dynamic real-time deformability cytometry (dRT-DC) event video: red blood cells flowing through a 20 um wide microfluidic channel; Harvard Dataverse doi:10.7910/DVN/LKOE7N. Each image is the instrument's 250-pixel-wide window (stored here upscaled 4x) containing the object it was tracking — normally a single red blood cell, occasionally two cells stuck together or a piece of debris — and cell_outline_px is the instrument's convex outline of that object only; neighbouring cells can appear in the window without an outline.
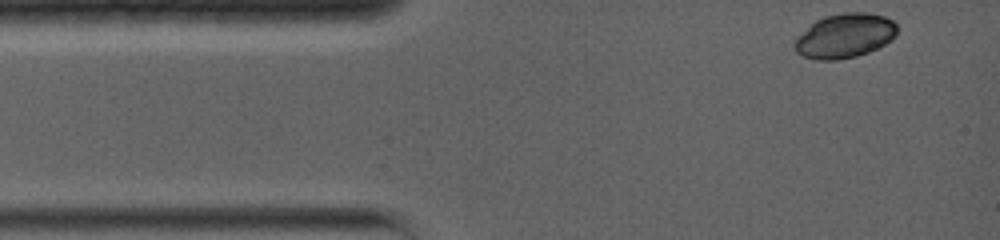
{"species": "common noctule bat (a hibernating species)", "species_latin": "Nyctalus noctula", "temperature_condition": "warm", "stored_images_in_passage": 73, "camera_frame_rate_fps": 5000, "um_per_image_px": 0.085, "animal": {"sex": "female", "body_mass_g": 19.0, "forearm_length_mm": 56.7}, "frame": {"image": 1, "passage_image": 1, "time_ms": 0.0, "image_size_px": [1000, 240], "cell_outline_px": [[896, 36], [884, 44], [868, 52], [856, 56], [836, 60], [816, 60], [804, 56], [796, 52], [792, 48], [792, 44], [796, 36], [816, 20], [824, 16], [844, 12], [868, 12], [884, 16], [892, 20], [896, 24]], "centroid_in_image_um": [71.76, 3.04], "position_along_channel_um": 13.2, "area_um2": 26.7}}
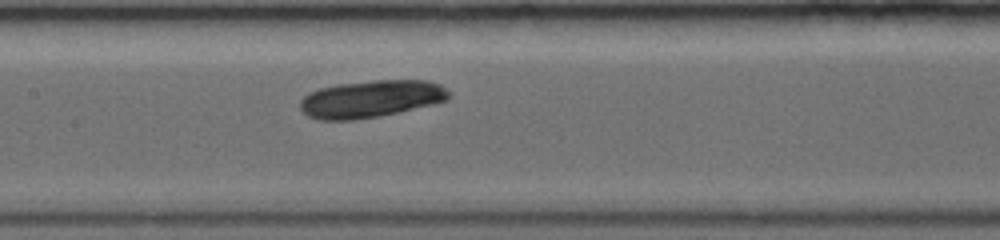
{"frame": {"image": 2, "passage_image": 32, "time_ms": 5.6, "image_size_px": [1000, 240], "cell_outline_px": [[448, 100], [432, 104], [380, 116], [352, 120], [320, 120], [308, 116], [300, 108], [300, 100], [308, 92], [320, 88], [336, 84], [376, 80], [424, 80], [440, 84], [448, 92]], "centroid_in_image_um": [31.48, 8.4], "position_along_channel_um": 175.9, "area_um2": 32.14}}
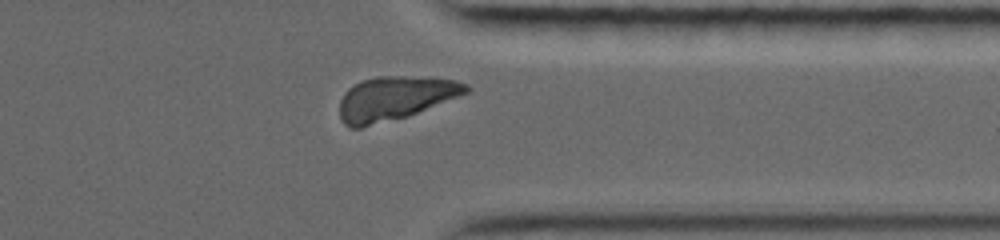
{"frame": {"image": 3, "passage_image": 64, "time_ms": 10.8, "image_size_px": [1000, 240], "cell_outline_px": [[472, 88], [468, 92], [408, 116], [360, 128], [348, 128], [344, 124], [340, 116], [340, 100], [344, 92], [348, 88], [360, 80], [376, 76], [400, 76], [456, 80], [468, 84]], "centroid_in_image_um": [33.52, 8.35], "position_along_channel_um": 377.9, "area_um2": 32.19}}